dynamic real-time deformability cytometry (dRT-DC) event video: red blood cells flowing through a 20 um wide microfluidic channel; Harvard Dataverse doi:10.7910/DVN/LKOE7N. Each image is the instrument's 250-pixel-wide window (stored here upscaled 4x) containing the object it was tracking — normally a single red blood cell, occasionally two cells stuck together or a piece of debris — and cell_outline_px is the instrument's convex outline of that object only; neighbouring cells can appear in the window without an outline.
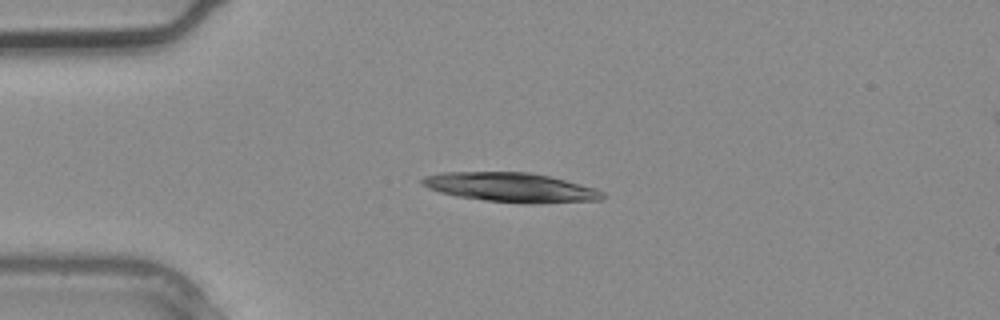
{"species": "common noctule bat (a hibernating species)", "species_latin": "Nyctalus noctula", "temperature_condition": "warm", "stored_images_in_passage": 1, "camera_frame_rate_fps": 3000, "um_per_image_px": 0.085, "animal": {"sex": "male", "body_mass_g": 20.4}, "frame": {"image": 1, "passage_image": 1, "time_ms": 0.0, "image_size_px": [1000, 320], "cell_outline_px": [[604, 200], [540, 204], [524, 204], [484, 200], [456, 196], [440, 192], [428, 188], [420, 184], [420, 180], [424, 176], [440, 172], [528, 172], [548, 176], [596, 188], [604, 192]], "centroid_in_image_um": [43.43, 15.94], "position_along_channel_um": 41.6, "area_um2": 31.21}}